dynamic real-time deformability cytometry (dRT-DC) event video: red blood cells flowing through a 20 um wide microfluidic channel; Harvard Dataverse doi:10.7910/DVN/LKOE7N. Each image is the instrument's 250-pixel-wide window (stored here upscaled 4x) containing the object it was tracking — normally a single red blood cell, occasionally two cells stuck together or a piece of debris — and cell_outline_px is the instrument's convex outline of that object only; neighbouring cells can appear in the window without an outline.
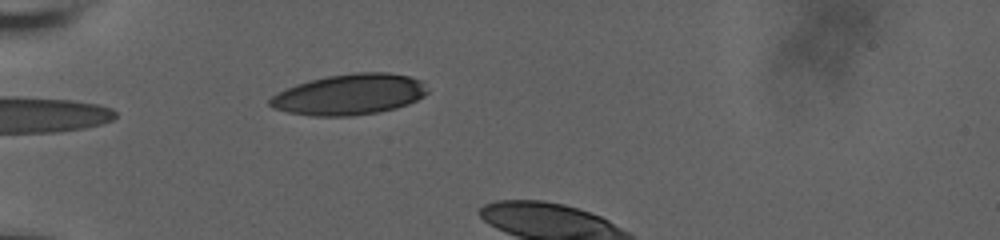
{"species": "human", "species_latin": "Homo sapiens", "temperature_condition": "room temperature", "stored_images_in_passage": 6, "camera_frame_rate_fps": 3000, "um_per_image_px": 0.085, "donor": {"sex": "male"}, "frame": {"image": 1, "passage_image": 1, "time_ms": 0.0, "image_size_px": [1000, 240], "cell_outline_px": [[428, 92], [424, 96], [408, 104], [396, 108], [376, 112], [352, 116], [312, 116], [288, 112], [272, 108], [268, 104], [268, 100], [276, 92], [296, 84], [308, 80], [328, 76], [352, 72], [388, 72], [408, 76], [424, 80]], "centroid_in_image_um": [29.7, 8.02], "position_along_channel_um": 55.3, "area_um2": 37.8}}
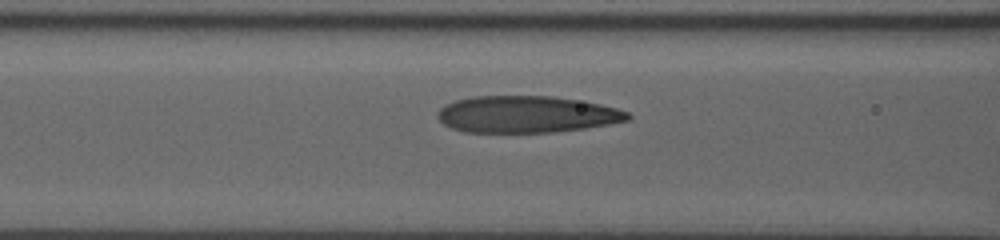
{"frame": {"image": 2, "passage_image": 4, "time_ms": 1.0, "image_size_px": [1000, 240], "cell_outline_px": [[632, 116], [628, 120], [608, 124], [584, 128], [552, 132], [464, 132], [452, 128], [444, 124], [436, 116], [436, 112], [444, 104], [456, 100], [472, 96], [552, 96], [600, 104], [616, 108], [628, 112]], "centroid_in_image_um": [44.72, 9.71], "position_along_channel_um": 121.9, "area_um2": 40.69}}